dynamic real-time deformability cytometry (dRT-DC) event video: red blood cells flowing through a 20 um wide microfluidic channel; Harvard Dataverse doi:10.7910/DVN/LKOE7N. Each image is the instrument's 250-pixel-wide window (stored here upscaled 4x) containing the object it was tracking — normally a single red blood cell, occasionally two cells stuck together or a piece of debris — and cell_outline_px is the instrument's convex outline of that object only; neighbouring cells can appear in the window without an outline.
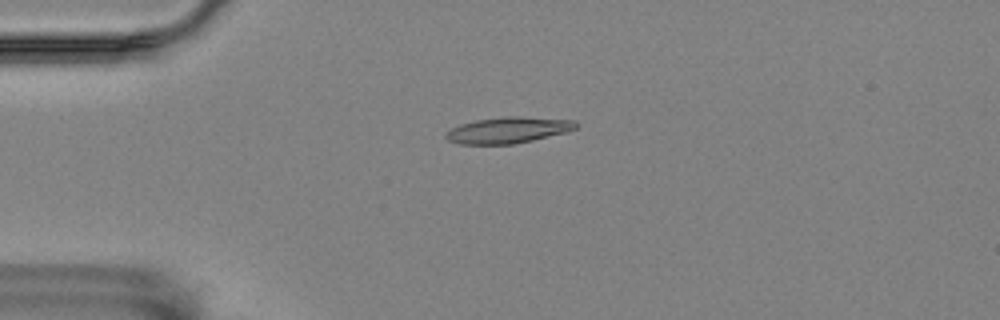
{"species": "Egyptian fruit bat (a non-hibernating species)", "species_latin": "Rousettus aegyptiacus", "temperature_condition": "room temperature", "stored_images_in_passage": 23, "camera_frame_rate_fps": 3000, "um_per_image_px": 0.085, "animal": {"sex": "female"}, "frame": {"image": 1, "passage_image": 6, "time_ms": 1.667, "image_size_px": [1000, 320], "cell_outline_px": [[580, 124], [576, 128], [564, 132], [532, 140], [512, 144], [460, 144], [448, 140], [444, 136], [452, 128], [460, 124], [476, 120], [504, 116], [520, 116], [576, 120]], "centroid_in_image_um": [43.21, 11.04], "position_along_channel_um": 41.8, "area_um2": 19.71}}
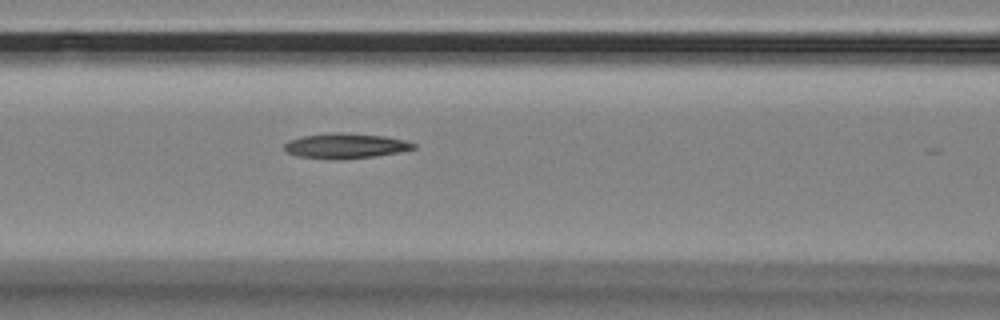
{"frame": {"image": 2, "passage_image": 16, "time_ms": 5.0, "image_size_px": [1000, 320], "cell_outline_px": [[416, 148], [400, 152], [376, 156], [296, 156], [288, 152], [284, 148], [284, 144], [288, 140], [304, 136], [332, 132], [340, 132], [384, 136], [404, 140], [416, 144]], "centroid_in_image_um": [29.42, 12.34], "position_along_channel_um": 137.2, "area_um2": 17.8}}
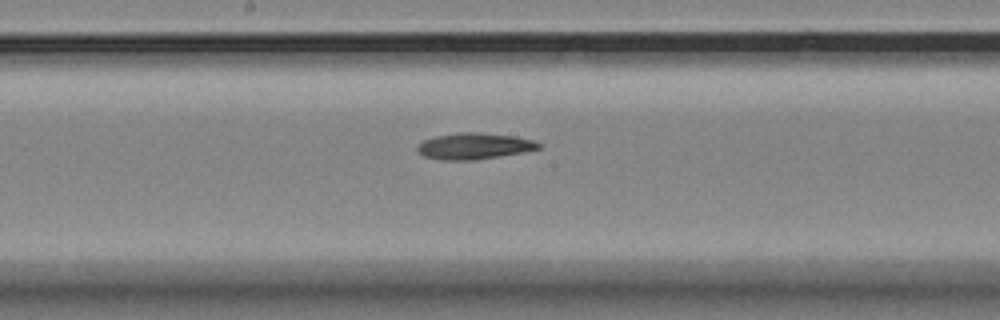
{"frame": {"image": 3, "passage_image": 22, "time_ms": 7.0, "image_size_px": [1000, 320], "cell_outline_px": [[540, 148], [524, 152], [500, 156], [472, 160], [444, 160], [424, 156], [416, 148], [424, 140], [436, 136], [464, 132], [480, 132], [516, 136], [532, 140], [540, 144]], "centroid_in_image_um": [40.33, 12.41], "position_along_channel_um": 207.9, "area_um2": 18.32}}